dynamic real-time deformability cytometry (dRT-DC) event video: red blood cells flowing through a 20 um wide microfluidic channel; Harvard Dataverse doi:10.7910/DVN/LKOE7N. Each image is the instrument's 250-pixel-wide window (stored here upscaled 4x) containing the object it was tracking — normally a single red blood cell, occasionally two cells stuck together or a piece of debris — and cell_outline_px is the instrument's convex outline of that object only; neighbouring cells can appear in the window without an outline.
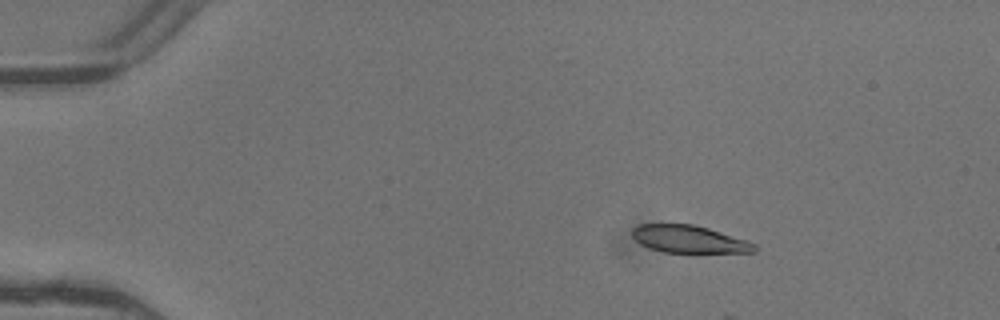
{"species": "common noctule bat (a hibernating species)", "species_latin": "Nyctalus noctula", "temperature_condition": "warm", "stored_images_in_passage": 2, "camera_frame_rate_fps": 3000, "um_per_image_px": 0.085, "animal": {"sex": "female"}, "frame": {"image": 1, "passage_image": 1, "time_ms": 0.0, "image_size_px": [1000, 320], "cell_outline_px": [[756, 252], [696, 256], [692, 256], [664, 252], [648, 248], [640, 244], [632, 236], [632, 228], [636, 224], [692, 224], [708, 228], [748, 240], [756, 244]], "centroid_in_image_um": [58.64, 20.4], "position_along_channel_um": 26.4, "area_um2": 20.98}}